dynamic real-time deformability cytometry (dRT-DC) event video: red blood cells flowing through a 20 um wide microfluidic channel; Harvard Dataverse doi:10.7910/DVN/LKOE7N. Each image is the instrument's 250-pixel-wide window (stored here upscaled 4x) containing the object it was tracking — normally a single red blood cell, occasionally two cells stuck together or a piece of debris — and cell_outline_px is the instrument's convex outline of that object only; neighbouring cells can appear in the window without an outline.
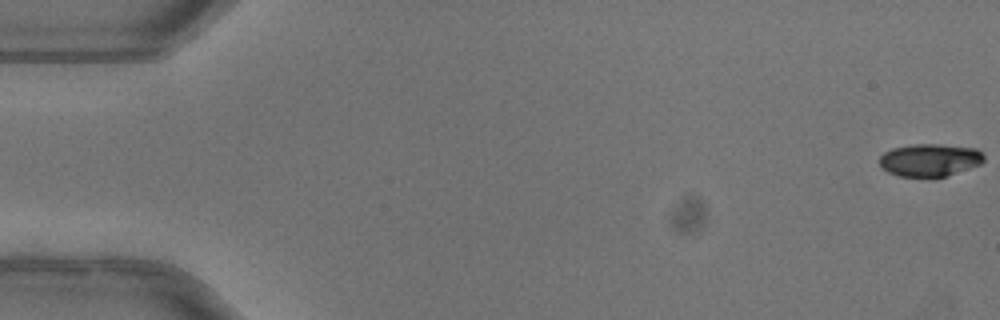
{"species": "common noctule bat (a hibernating species)", "species_latin": "Nyctalus noctula", "temperature_condition": "warm", "stored_images_in_passage": 52, "camera_frame_rate_fps": 3000, "um_per_image_px": 0.085, "animal": {"sex": "female"}, "frame": {"image": 1, "passage_image": 1, "time_ms": 0.0, "image_size_px": [1000, 320], "cell_outline_px": [[984, 160], [980, 164], [948, 176], [900, 176], [888, 172], [880, 168], [880, 156], [884, 152], [892, 148], [912, 144], [940, 144], [976, 148], [984, 156]], "centroid_in_image_um": [79.01, 13.59], "position_along_channel_um": 6.0, "area_um2": 19.83}}
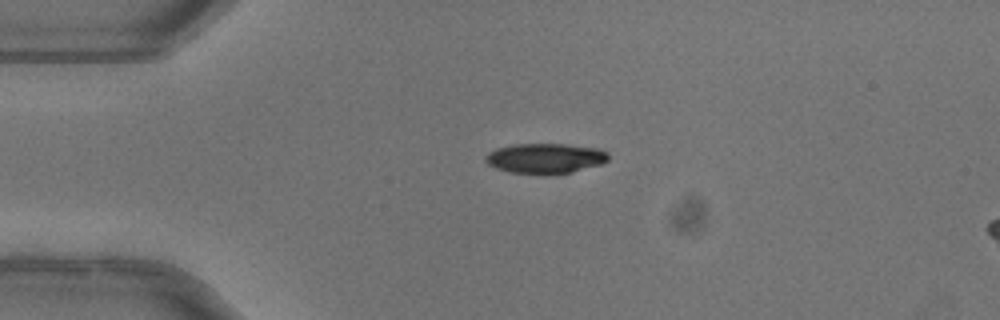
{"frame": {"image": 2, "passage_image": 13, "time_ms": 4.0, "image_size_px": [1000, 320], "cell_outline_px": [[608, 160], [600, 164], [572, 172], [544, 176], [508, 172], [496, 168], [488, 164], [484, 160], [484, 156], [488, 152], [496, 148], [512, 144], [564, 144], [600, 148], [608, 152]], "centroid_in_image_um": [46.31, 13.47], "position_along_channel_um": 38.7, "area_um2": 22.08}}
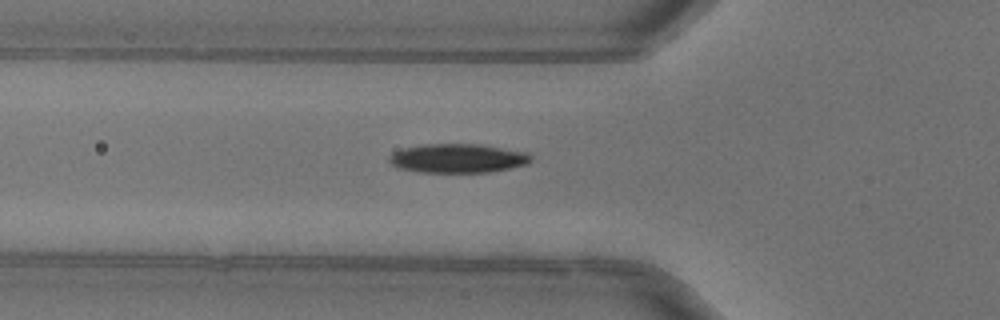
{"frame": {"image": 3, "passage_image": 19, "time_ms": 6.0, "image_size_px": [1000, 320], "cell_outline_px": [[532, 160], [528, 164], [488, 172], [420, 172], [400, 168], [392, 164], [388, 160], [388, 156], [392, 152], [404, 148], [424, 144], [480, 144], [528, 152], [532, 156]], "centroid_in_image_um": [38.92, 13.45], "position_along_channel_um": 86.9, "area_um2": 23.99}, "authors_computed_cell_mechanics": {"area_um2": 22.4264, "velocity_mm_per_s": 4.0452, "shape_relaxation_time_tau1_ms": 2.6647, "shape_relaxation_time_tau2_ms": null, "deformation_change_tau1": 0.1366, "deformation_change_tau2": null}}